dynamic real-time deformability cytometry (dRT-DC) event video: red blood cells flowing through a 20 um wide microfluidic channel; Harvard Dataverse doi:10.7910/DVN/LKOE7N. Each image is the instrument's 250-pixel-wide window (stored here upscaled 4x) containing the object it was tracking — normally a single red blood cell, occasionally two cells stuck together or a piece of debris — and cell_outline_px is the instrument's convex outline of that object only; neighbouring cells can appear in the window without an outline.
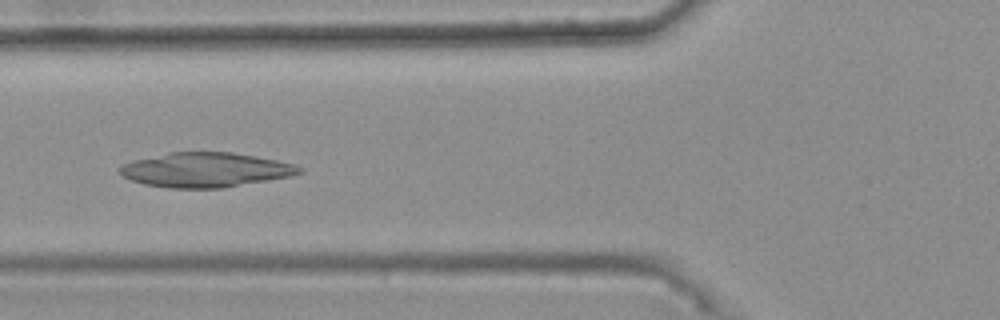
{"species": "common noctule bat (a hibernating species)", "species_latin": "Nyctalus noctula", "temperature_condition": "warm", "stored_images_in_passage": 45, "camera_frame_rate_fps": 3000, "um_per_image_px": 0.085, "animal": {"sex": "female", "body_mass_g": 25.1}, "frame": {"image": 1, "passage_image": 20, "time_ms": 6.333, "image_size_px": [1000, 320], "cell_outline_px": [[304, 172], [292, 176], [224, 188], [168, 188], [144, 184], [132, 180], [116, 172], [116, 168], [124, 164], [136, 160], [168, 152], [232, 152], [276, 160], [296, 164], [304, 168]], "centroid_in_image_um": [17.5, 14.44], "position_along_channel_um": 108.3, "area_um2": 36.36}}